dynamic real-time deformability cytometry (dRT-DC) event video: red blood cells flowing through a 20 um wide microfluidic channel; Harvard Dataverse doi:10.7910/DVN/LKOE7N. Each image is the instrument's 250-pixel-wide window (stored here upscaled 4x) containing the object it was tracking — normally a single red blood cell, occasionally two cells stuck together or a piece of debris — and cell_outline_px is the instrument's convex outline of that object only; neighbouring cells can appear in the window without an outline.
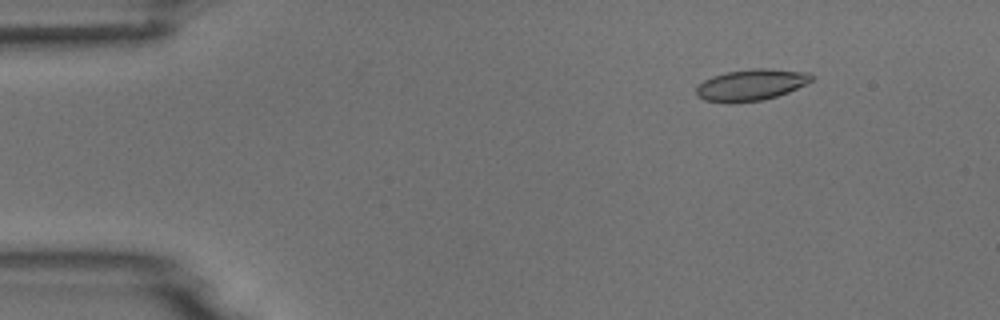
{"species": "common noctule bat (a hibernating species)", "species_latin": "Nyctalus noctula", "temperature_condition": "room temperature", "stored_images_in_passage": 5, "camera_frame_rate_fps": 3000, "um_per_image_px": 0.085, "animal": {"sex": "male", "body_mass_g": 18.8}, "frame": {"image": 1, "passage_image": 2, "time_ms": 1.333, "image_size_px": [1000, 320], "cell_outline_px": [[812, 80], [788, 92], [764, 100], [728, 104], [704, 100], [696, 96], [696, 88], [704, 80], [712, 76], [728, 72], [752, 68], [768, 68], [808, 72], [812, 76]], "centroid_in_image_um": [63.8, 7.23], "position_along_channel_um": 21.2, "area_um2": 21.15}}
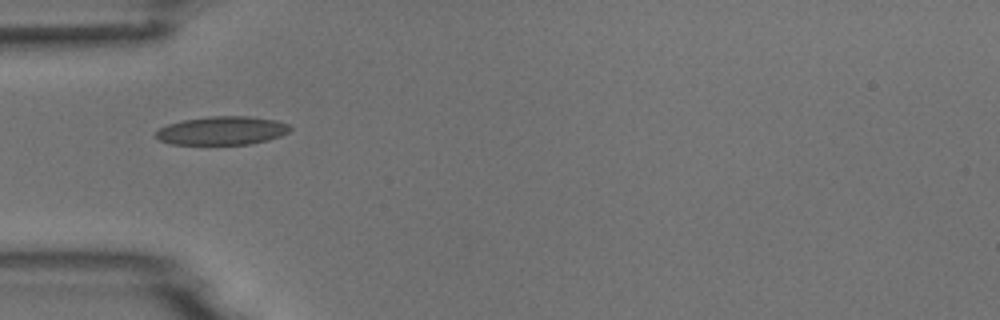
{"frame": {"image": 2, "passage_image": 5, "time_ms": 4.667, "image_size_px": [1000, 320], "cell_outline_px": [[292, 128], [288, 132], [280, 136], [268, 140], [248, 144], [172, 144], [160, 140], [156, 136], [156, 132], [160, 128], [168, 124], [184, 120], [212, 116], [248, 116], [276, 120], [288, 124]], "centroid_in_image_um": [18.9, 11.1], "position_along_channel_um": 66.1, "area_um2": 22.08}}